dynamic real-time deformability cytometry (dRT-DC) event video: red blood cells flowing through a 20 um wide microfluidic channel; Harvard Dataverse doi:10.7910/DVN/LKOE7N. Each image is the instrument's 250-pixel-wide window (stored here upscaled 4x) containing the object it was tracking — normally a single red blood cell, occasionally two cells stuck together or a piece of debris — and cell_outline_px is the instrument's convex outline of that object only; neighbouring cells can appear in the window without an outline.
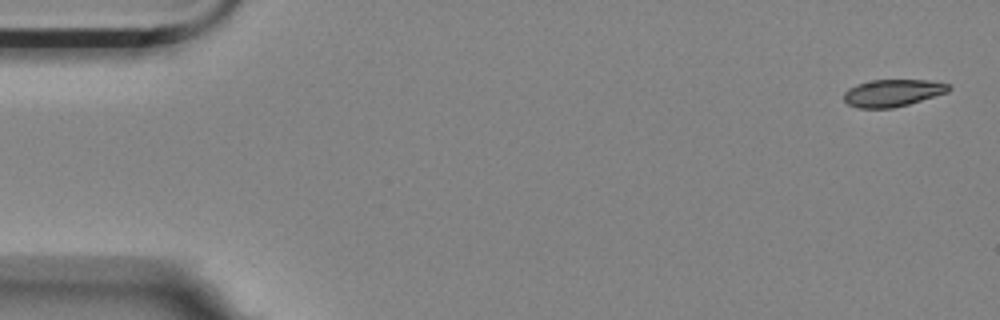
{"species": "Egyptian fruit bat (a non-hibernating species)", "species_latin": "Rousettus aegyptiacus", "temperature_condition": "room temperature", "stored_images_in_passage": 5, "camera_frame_rate_fps": 3000, "um_per_image_px": 0.085, "animal": {"sex": "female"}, "frame": {"image": 1, "passage_image": 1, "time_ms": 0.0, "image_size_px": [1000, 320], "cell_outline_px": [[952, 88], [948, 92], [908, 104], [892, 108], [856, 108], [848, 104], [844, 100], [844, 92], [848, 88], [856, 84], [872, 80], [928, 80], [948, 84]], "centroid_in_image_um": [75.85, 7.9], "position_along_channel_um": 9.2, "area_um2": 16.59}}
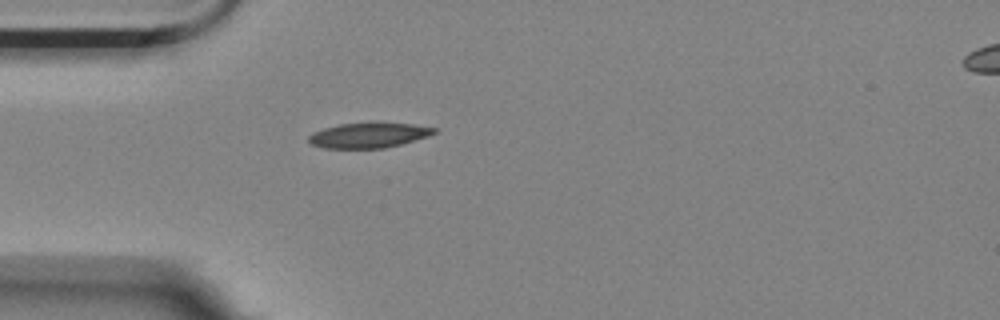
{"frame": {"image": 2, "passage_image": 5, "time_ms": 1.333, "image_size_px": [1000, 320], "cell_outline_px": [[440, 128], [436, 132], [428, 136], [400, 144], [384, 148], [324, 148], [312, 144], [308, 140], [308, 136], [312, 132], [324, 128], [340, 124], [368, 120], [376, 120], [412, 124]], "centroid_in_image_um": [31.36, 11.44], "position_along_channel_um": 53.6, "area_um2": 19.07}}